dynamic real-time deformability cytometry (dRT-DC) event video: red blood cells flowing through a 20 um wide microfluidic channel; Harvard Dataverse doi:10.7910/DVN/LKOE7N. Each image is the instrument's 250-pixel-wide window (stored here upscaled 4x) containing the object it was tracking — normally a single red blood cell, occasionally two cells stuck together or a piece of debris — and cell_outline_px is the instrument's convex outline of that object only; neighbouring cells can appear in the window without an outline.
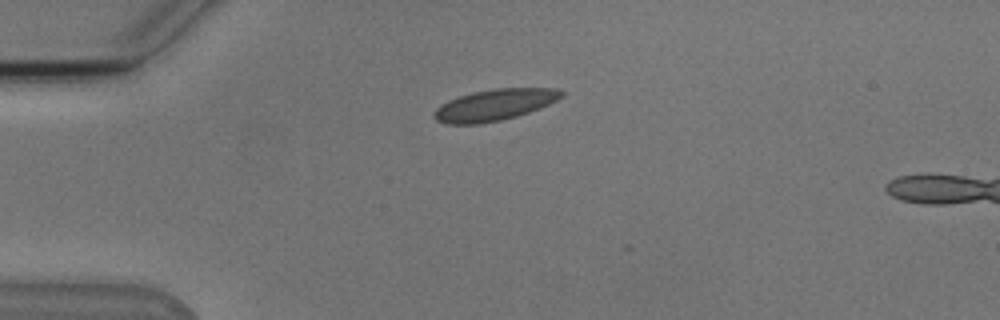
{"species": "Egyptian fruit bat (a non-hibernating species)", "species_latin": "Rousettus aegyptiacus", "temperature_condition": "cold", "stored_images_in_passage": 17, "camera_frame_rate_fps": 3000, "um_per_image_px": 0.085, "animal": {"sex": "male"}, "frame": {"image": 1, "passage_image": 1, "time_ms": 0.0, "image_size_px": [1000, 320], "cell_outline_px": [[564, 96], [540, 108], [516, 116], [500, 120], [480, 124], [448, 124], [436, 120], [432, 116], [432, 112], [440, 104], [448, 100], [472, 92], [496, 88], [556, 88], [564, 92]], "centroid_in_image_um": [42.0, 8.91], "position_along_channel_um": 43.0, "area_um2": 23.29}}
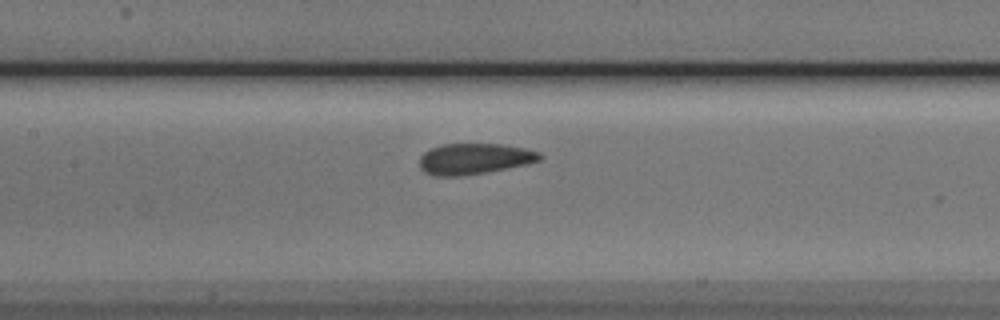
{"frame": {"image": 2, "passage_image": 13, "time_ms": 4.0, "image_size_px": [1000, 320], "cell_outline_px": [[544, 156], [540, 160], [528, 164], [464, 176], [432, 176], [424, 172], [420, 168], [420, 156], [424, 152], [432, 148], [444, 144], [500, 144], [524, 148], [540, 152]], "centroid_in_image_um": [40.32, 13.5], "position_along_channel_um": 167.1, "area_um2": 21.73}}
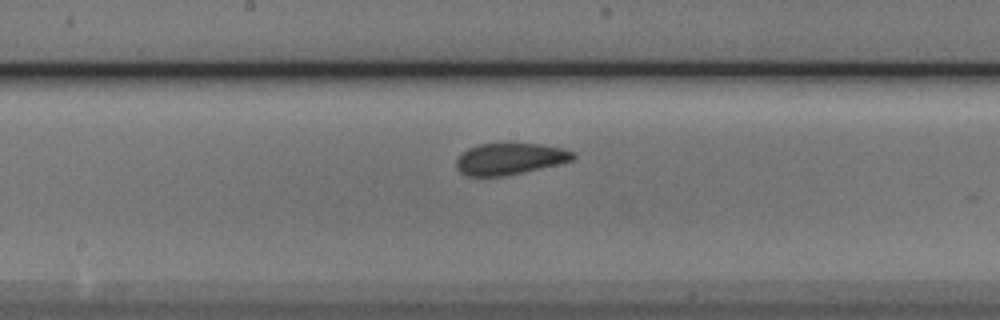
{"frame": {"image": 3, "passage_image": 16, "time_ms": 5.0, "image_size_px": [1000, 320], "cell_outline_px": [[576, 156], [572, 160], [556, 164], [504, 176], [468, 176], [460, 172], [456, 168], [456, 160], [468, 148], [480, 144], [504, 140], [508, 140], [540, 144], [560, 148], [576, 152]], "centroid_in_image_um": [43.31, 13.44], "position_along_channel_um": 204.9, "area_um2": 21.96}}